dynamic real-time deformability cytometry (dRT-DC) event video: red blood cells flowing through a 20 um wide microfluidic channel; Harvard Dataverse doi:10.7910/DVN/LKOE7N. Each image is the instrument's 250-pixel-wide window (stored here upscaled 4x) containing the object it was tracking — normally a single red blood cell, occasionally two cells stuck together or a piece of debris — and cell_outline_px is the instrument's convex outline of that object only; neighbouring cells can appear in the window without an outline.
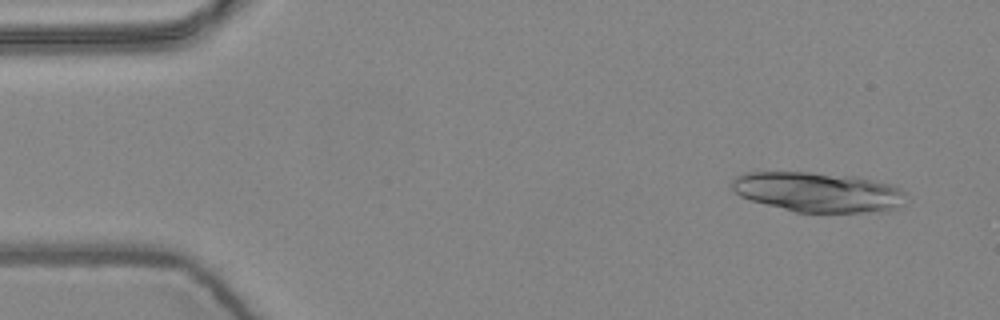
{"species": "common noctule bat (a hibernating species)", "species_latin": "Nyctalus noctula", "temperature_condition": "warm", "stored_images_in_passage": 5, "camera_frame_rate_fps": 3000, "um_per_image_px": 0.085, "animal": {"sex": "female", "body_mass_g": 24.6, "forearm_length_mm": 56.2}, "frame": {"image": 1, "passage_image": 1, "time_ms": 0.0, "image_size_px": [1000, 320], "cell_outline_px": [[904, 204], [896, 208], [884, 212], [796, 212], [752, 200], [740, 196], [732, 188], [732, 180], [736, 176], [744, 172], [812, 172], [856, 176], [892, 184], [900, 188], [904, 192]], "centroid_in_image_um": [69.57, 16.32], "position_along_channel_um": 15.4, "area_um2": 40.58}}